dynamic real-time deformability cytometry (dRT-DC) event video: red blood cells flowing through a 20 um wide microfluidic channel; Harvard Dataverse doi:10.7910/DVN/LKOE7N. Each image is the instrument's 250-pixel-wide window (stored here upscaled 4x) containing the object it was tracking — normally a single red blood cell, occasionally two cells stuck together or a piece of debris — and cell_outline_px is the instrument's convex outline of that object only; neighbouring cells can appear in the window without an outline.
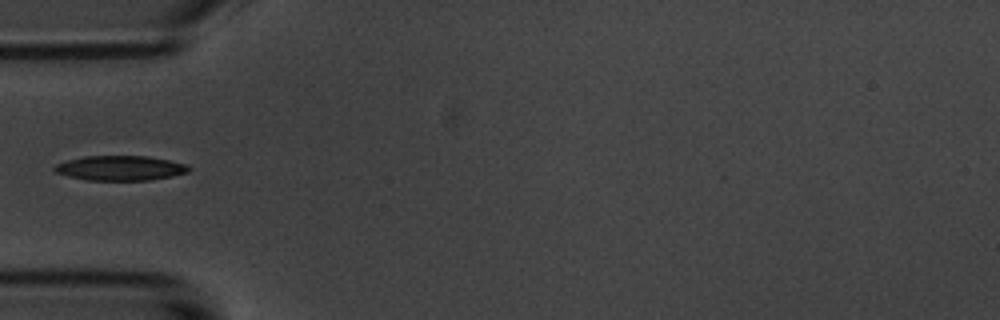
{"species": "common noctule bat (a hibernating species)", "species_latin": "Nyctalus noctula", "temperature_condition": "room temperature", "stored_images_in_passage": 39, "camera_frame_rate_fps": 3000, "um_per_image_px": 0.085, "animal": {"sex": "male", "body_mass_g": 20.1, "forearm_length_mm": 53.5}, "frame": {"image": 1, "passage_image": 1, "time_ms": 0.0, "image_size_px": [1000, 320], "cell_outline_px": [[192, 168], [188, 172], [172, 176], [152, 180], [88, 180], [68, 176], [56, 172], [52, 168], [56, 164], [68, 160], [84, 156], [148, 156], [168, 160], [184, 164]], "centroid_in_image_um": [10.22, 14.29], "position_along_channel_um": 74.8, "area_um2": 19.31}}
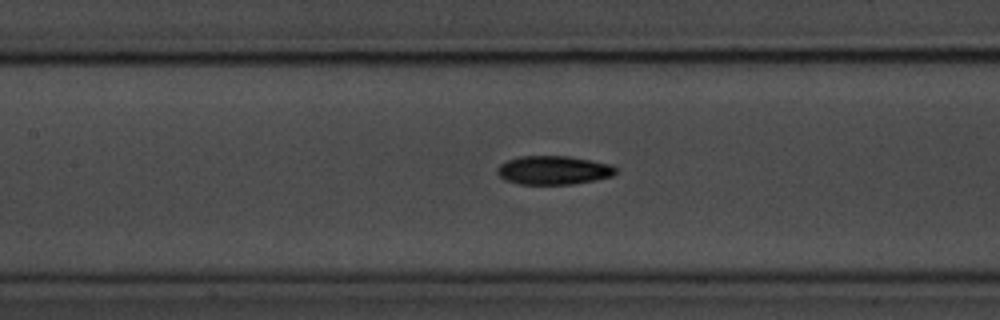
{"frame": {"image": 2, "passage_image": 8, "time_ms": 2.333, "image_size_px": [1000, 320], "cell_outline_px": [[616, 172], [612, 176], [596, 180], [572, 184], [520, 184], [504, 180], [496, 172], [496, 168], [500, 164], [508, 160], [520, 156], [568, 156], [612, 164], [616, 168]], "centroid_in_image_um": [47.04, 14.47], "position_along_channel_um": 160.4, "area_um2": 19.88}}
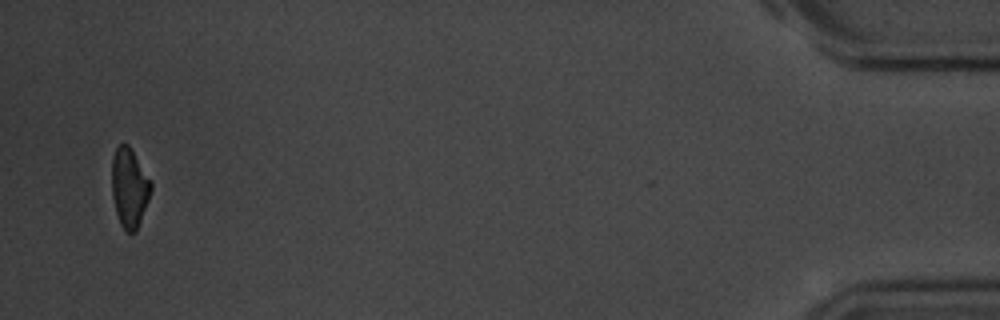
{"frame": {"image": 3, "passage_image": 37, "time_ms": 12.0, "image_size_px": [1000, 320], "cell_outline_px": [[152, 188], [148, 200], [136, 232], [128, 232], [120, 224], [116, 212], [112, 196], [112, 156], [116, 148], [120, 144], [128, 144], [152, 180]], "centroid_in_image_um": [11.0, 15.93], "position_along_channel_um": 424.2, "area_um2": 18.09}}